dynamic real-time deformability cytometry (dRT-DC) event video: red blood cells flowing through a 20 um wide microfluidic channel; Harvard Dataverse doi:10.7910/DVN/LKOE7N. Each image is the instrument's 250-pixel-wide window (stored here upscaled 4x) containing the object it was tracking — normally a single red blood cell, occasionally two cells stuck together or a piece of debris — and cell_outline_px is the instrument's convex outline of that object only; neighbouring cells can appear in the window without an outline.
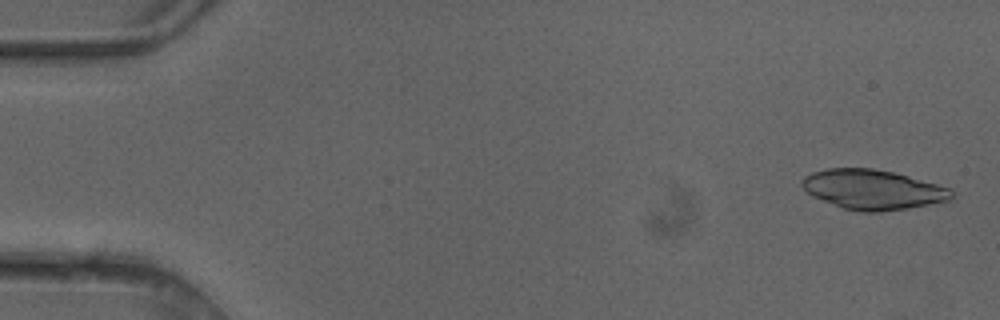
{"species": "common noctule bat (a hibernating species)", "species_latin": "Nyctalus noctula", "temperature_condition": "cold", "stored_images_in_passage": 4, "camera_frame_rate_fps": 3000, "um_per_image_px": 0.085, "animal": {"sex": "female"}, "frame": {"image": 1, "passage_image": 1, "time_ms": 0.0, "image_size_px": [1000, 320], "cell_outline_px": [[956, 196], [948, 200], [928, 204], [880, 212], [860, 212], [844, 208], [812, 196], [800, 184], [800, 180], [804, 176], [812, 172], [828, 168], [872, 168], [892, 172], [908, 176], [952, 188]], "centroid_in_image_um": [74.18, 16.1], "position_along_channel_um": 10.8, "area_um2": 34.51}}